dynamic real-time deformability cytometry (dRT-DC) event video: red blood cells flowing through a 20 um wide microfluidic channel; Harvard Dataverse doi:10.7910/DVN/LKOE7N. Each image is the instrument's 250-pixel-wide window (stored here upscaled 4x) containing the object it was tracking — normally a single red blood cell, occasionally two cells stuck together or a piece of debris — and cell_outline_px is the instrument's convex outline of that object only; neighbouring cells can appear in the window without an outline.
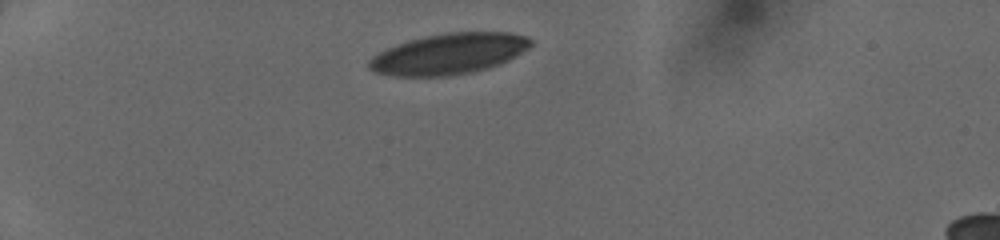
{"species": "human", "species_latin": "Homo sapiens", "temperature_condition": "cold", "stored_images_in_passage": 36, "camera_frame_rate_fps": 3000, "um_per_image_px": 0.085, "donor": {"sex": "female"}, "frame": {"image": 1, "passage_image": 1, "time_ms": 0.0, "image_size_px": [1000, 240], "cell_outline_px": [[532, 44], [528, 48], [508, 60], [500, 64], [472, 72], [448, 76], [396, 76], [372, 72], [368, 68], [368, 60], [372, 56], [388, 48], [408, 40], [448, 32], [508, 32], [524, 36], [532, 40]], "centroid_in_image_um": [38.13, 4.58], "position_along_channel_um": 46.9, "area_um2": 38.26}}
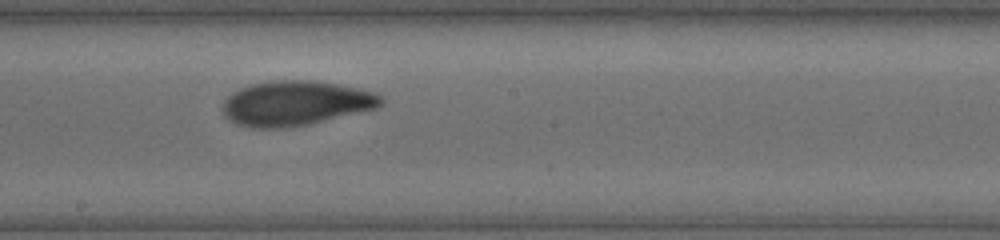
{"frame": {"image": 2, "passage_image": 17, "time_ms": 5.333, "image_size_px": [1000, 240], "cell_outline_px": [[384, 100], [376, 108], [308, 124], [284, 128], [252, 128], [236, 124], [224, 116], [220, 108], [224, 100], [232, 92], [240, 88], [252, 84], [272, 80], [308, 80], [336, 84], [356, 88], [372, 92], [380, 96]], "centroid_in_image_um": [25.04, 8.78], "position_along_channel_um": 223.2, "area_um2": 41.1}}
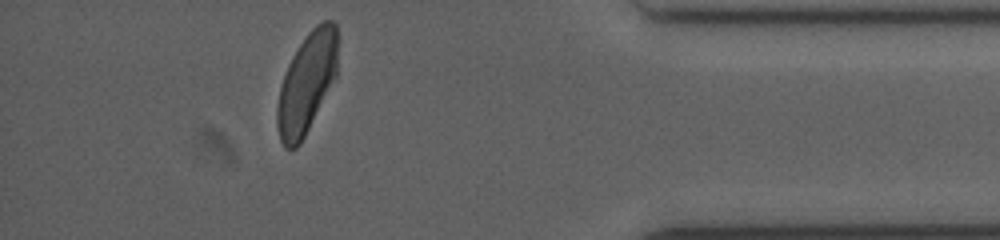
{"frame": {"image": 3, "passage_image": 32, "time_ms": 10.333, "image_size_px": [1000, 240], "cell_outline_px": [[340, 40], [336, 76], [300, 144], [296, 148], [284, 148], [280, 140], [276, 124], [276, 108], [280, 88], [288, 64], [292, 56], [308, 32], [316, 24], [324, 20], [332, 20], [336, 24], [340, 36]], "centroid_in_image_um": [26.1, 7.0], "position_along_channel_um": 409.1, "area_um2": 35.72}}